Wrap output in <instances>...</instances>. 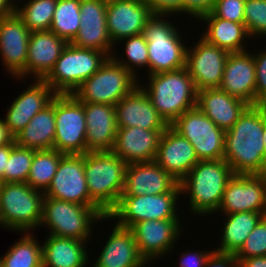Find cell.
Returning <instances> with one entry per match:
<instances>
[{"label": "cell", "instance_id": "1", "mask_svg": "<svg viewBox=\"0 0 266 267\" xmlns=\"http://www.w3.org/2000/svg\"><path fill=\"white\" fill-rule=\"evenodd\" d=\"M264 105L249 106L225 132L224 160L235 174H266Z\"/></svg>", "mask_w": 266, "mask_h": 267}, {"label": "cell", "instance_id": "2", "mask_svg": "<svg viewBox=\"0 0 266 267\" xmlns=\"http://www.w3.org/2000/svg\"><path fill=\"white\" fill-rule=\"evenodd\" d=\"M234 174L224 159L200 160L179 182L181 193L190 195V211L197 215L216 213Z\"/></svg>", "mask_w": 266, "mask_h": 267}, {"label": "cell", "instance_id": "3", "mask_svg": "<svg viewBox=\"0 0 266 267\" xmlns=\"http://www.w3.org/2000/svg\"><path fill=\"white\" fill-rule=\"evenodd\" d=\"M128 164L112 151L84 154V171L91 200L108 215L118 204Z\"/></svg>", "mask_w": 266, "mask_h": 267}, {"label": "cell", "instance_id": "4", "mask_svg": "<svg viewBox=\"0 0 266 267\" xmlns=\"http://www.w3.org/2000/svg\"><path fill=\"white\" fill-rule=\"evenodd\" d=\"M148 78V88L140 86L169 126L184 112L196 107L197 90L186 67L149 74Z\"/></svg>", "mask_w": 266, "mask_h": 267}, {"label": "cell", "instance_id": "5", "mask_svg": "<svg viewBox=\"0 0 266 267\" xmlns=\"http://www.w3.org/2000/svg\"><path fill=\"white\" fill-rule=\"evenodd\" d=\"M104 219L107 220L108 216L99 207H87L46 196L43 198L40 225L47 226L50 235L88 240L92 233V223Z\"/></svg>", "mask_w": 266, "mask_h": 267}, {"label": "cell", "instance_id": "6", "mask_svg": "<svg viewBox=\"0 0 266 267\" xmlns=\"http://www.w3.org/2000/svg\"><path fill=\"white\" fill-rule=\"evenodd\" d=\"M164 15L153 14L146 22L143 35L149 55L148 74L175 71L186 67L187 47L181 33ZM172 23V24H171Z\"/></svg>", "mask_w": 266, "mask_h": 267}, {"label": "cell", "instance_id": "7", "mask_svg": "<svg viewBox=\"0 0 266 267\" xmlns=\"http://www.w3.org/2000/svg\"><path fill=\"white\" fill-rule=\"evenodd\" d=\"M105 52L68 43L50 73L43 79L56 94L74 91L108 59Z\"/></svg>", "mask_w": 266, "mask_h": 267}, {"label": "cell", "instance_id": "8", "mask_svg": "<svg viewBox=\"0 0 266 267\" xmlns=\"http://www.w3.org/2000/svg\"><path fill=\"white\" fill-rule=\"evenodd\" d=\"M44 192L27 183H2L0 187V218L3 228L29 232L40 226Z\"/></svg>", "mask_w": 266, "mask_h": 267}, {"label": "cell", "instance_id": "9", "mask_svg": "<svg viewBox=\"0 0 266 267\" xmlns=\"http://www.w3.org/2000/svg\"><path fill=\"white\" fill-rule=\"evenodd\" d=\"M137 86V76L112 57H108L99 70L85 80L73 95L81 102L115 106Z\"/></svg>", "mask_w": 266, "mask_h": 267}, {"label": "cell", "instance_id": "10", "mask_svg": "<svg viewBox=\"0 0 266 267\" xmlns=\"http://www.w3.org/2000/svg\"><path fill=\"white\" fill-rule=\"evenodd\" d=\"M86 120L84 107L73 94L55 95L54 149L62 154H85Z\"/></svg>", "mask_w": 266, "mask_h": 267}, {"label": "cell", "instance_id": "11", "mask_svg": "<svg viewBox=\"0 0 266 267\" xmlns=\"http://www.w3.org/2000/svg\"><path fill=\"white\" fill-rule=\"evenodd\" d=\"M170 127L192 144L199 160L224 159L226 131L197 106L184 112Z\"/></svg>", "mask_w": 266, "mask_h": 267}, {"label": "cell", "instance_id": "12", "mask_svg": "<svg viewBox=\"0 0 266 267\" xmlns=\"http://www.w3.org/2000/svg\"><path fill=\"white\" fill-rule=\"evenodd\" d=\"M179 195L181 192L121 196L117 206L107 216L118 219L117 225L125 228L140 221L179 219L176 213Z\"/></svg>", "mask_w": 266, "mask_h": 267}, {"label": "cell", "instance_id": "13", "mask_svg": "<svg viewBox=\"0 0 266 267\" xmlns=\"http://www.w3.org/2000/svg\"><path fill=\"white\" fill-rule=\"evenodd\" d=\"M44 195L87 207H98L91 200L88 192L84 171V154H64L62 156Z\"/></svg>", "mask_w": 266, "mask_h": 267}, {"label": "cell", "instance_id": "14", "mask_svg": "<svg viewBox=\"0 0 266 267\" xmlns=\"http://www.w3.org/2000/svg\"><path fill=\"white\" fill-rule=\"evenodd\" d=\"M223 214L266 212V174H234L218 208Z\"/></svg>", "mask_w": 266, "mask_h": 267}, {"label": "cell", "instance_id": "15", "mask_svg": "<svg viewBox=\"0 0 266 267\" xmlns=\"http://www.w3.org/2000/svg\"><path fill=\"white\" fill-rule=\"evenodd\" d=\"M193 47L192 50L187 48L186 68L196 90L219 88L229 52L202 37Z\"/></svg>", "mask_w": 266, "mask_h": 267}, {"label": "cell", "instance_id": "16", "mask_svg": "<svg viewBox=\"0 0 266 267\" xmlns=\"http://www.w3.org/2000/svg\"><path fill=\"white\" fill-rule=\"evenodd\" d=\"M129 229L133 233L138 252L146 263L168 254L183 231L179 219L140 221Z\"/></svg>", "mask_w": 266, "mask_h": 267}, {"label": "cell", "instance_id": "17", "mask_svg": "<svg viewBox=\"0 0 266 267\" xmlns=\"http://www.w3.org/2000/svg\"><path fill=\"white\" fill-rule=\"evenodd\" d=\"M30 34L16 12L0 18V55L7 72L15 78L26 76Z\"/></svg>", "mask_w": 266, "mask_h": 267}, {"label": "cell", "instance_id": "18", "mask_svg": "<svg viewBox=\"0 0 266 267\" xmlns=\"http://www.w3.org/2000/svg\"><path fill=\"white\" fill-rule=\"evenodd\" d=\"M181 192L176 181L155 161L128 164L121 196L159 195Z\"/></svg>", "mask_w": 266, "mask_h": 267}, {"label": "cell", "instance_id": "19", "mask_svg": "<svg viewBox=\"0 0 266 267\" xmlns=\"http://www.w3.org/2000/svg\"><path fill=\"white\" fill-rule=\"evenodd\" d=\"M106 10L107 4L100 0H80L81 24L71 44L105 52L111 57L114 44L107 30Z\"/></svg>", "mask_w": 266, "mask_h": 267}, {"label": "cell", "instance_id": "20", "mask_svg": "<svg viewBox=\"0 0 266 267\" xmlns=\"http://www.w3.org/2000/svg\"><path fill=\"white\" fill-rule=\"evenodd\" d=\"M152 15L144 0H120L107 4L106 24L112 43L143 34Z\"/></svg>", "mask_w": 266, "mask_h": 267}, {"label": "cell", "instance_id": "21", "mask_svg": "<svg viewBox=\"0 0 266 267\" xmlns=\"http://www.w3.org/2000/svg\"><path fill=\"white\" fill-rule=\"evenodd\" d=\"M115 109L118 128L135 126L146 130H166L169 127L140 85L120 99Z\"/></svg>", "mask_w": 266, "mask_h": 267}, {"label": "cell", "instance_id": "22", "mask_svg": "<svg viewBox=\"0 0 266 267\" xmlns=\"http://www.w3.org/2000/svg\"><path fill=\"white\" fill-rule=\"evenodd\" d=\"M192 144L170 126L162 133L155 162L180 182L199 162Z\"/></svg>", "mask_w": 266, "mask_h": 267}, {"label": "cell", "instance_id": "23", "mask_svg": "<svg viewBox=\"0 0 266 267\" xmlns=\"http://www.w3.org/2000/svg\"><path fill=\"white\" fill-rule=\"evenodd\" d=\"M231 96L256 105V77L253 53H229L219 87Z\"/></svg>", "mask_w": 266, "mask_h": 267}, {"label": "cell", "instance_id": "24", "mask_svg": "<svg viewBox=\"0 0 266 267\" xmlns=\"http://www.w3.org/2000/svg\"><path fill=\"white\" fill-rule=\"evenodd\" d=\"M19 96L13 100L3 120L9 133L15 137L38 112L48 106L56 93L44 81L35 79Z\"/></svg>", "mask_w": 266, "mask_h": 267}, {"label": "cell", "instance_id": "25", "mask_svg": "<svg viewBox=\"0 0 266 267\" xmlns=\"http://www.w3.org/2000/svg\"><path fill=\"white\" fill-rule=\"evenodd\" d=\"M86 120V147L90 151H112L117 134L115 106L82 102Z\"/></svg>", "mask_w": 266, "mask_h": 267}, {"label": "cell", "instance_id": "26", "mask_svg": "<svg viewBox=\"0 0 266 267\" xmlns=\"http://www.w3.org/2000/svg\"><path fill=\"white\" fill-rule=\"evenodd\" d=\"M164 131L146 130L135 126L118 128L112 152L127 164L155 161Z\"/></svg>", "mask_w": 266, "mask_h": 267}, {"label": "cell", "instance_id": "27", "mask_svg": "<svg viewBox=\"0 0 266 267\" xmlns=\"http://www.w3.org/2000/svg\"><path fill=\"white\" fill-rule=\"evenodd\" d=\"M68 43L54 32H31L28 42L26 77L32 74L43 80L52 70L63 49Z\"/></svg>", "mask_w": 266, "mask_h": 267}, {"label": "cell", "instance_id": "28", "mask_svg": "<svg viewBox=\"0 0 266 267\" xmlns=\"http://www.w3.org/2000/svg\"><path fill=\"white\" fill-rule=\"evenodd\" d=\"M219 128L230 129L250 106L220 88L197 91V105Z\"/></svg>", "mask_w": 266, "mask_h": 267}, {"label": "cell", "instance_id": "29", "mask_svg": "<svg viewBox=\"0 0 266 267\" xmlns=\"http://www.w3.org/2000/svg\"><path fill=\"white\" fill-rule=\"evenodd\" d=\"M94 267H144L148 263L140 256L129 228L114 226Z\"/></svg>", "mask_w": 266, "mask_h": 267}, {"label": "cell", "instance_id": "30", "mask_svg": "<svg viewBox=\"0 0 266 267\" xmlns=\"http://www.w3.org/2000/svg\"><path fill=\"white\" fill-rule=\"evenodd\" d=\"M86 241L49 234L42 244L43 267H85L89 260Z\"/></svg>", "mask_w": 266, "mask_h": 267}, {"label": "cell", "instance_id": "31", "mask_svg": "<svg viewBox=\"0 0 266 267\" xmlns=\"http://www.w3.org/2000/svg\"><path fill=\"white\" fill-rule=\"evenodd\" d=\"M55 96L51 103L38 112L15 137L18 146L33 150L54 149Z\"/></svg>", "mask_w": 266, "mask_h": 267}, {"label": "cell", "instance_id": "32", "mask_svg": "<svg viewBox=\"0 0 266 267\" xmlns=\"http://www.w3.org/2000/svg\"><path fill=\"white\" fill-rule=\"evenodd\" d=\"M207 23L202 38L208 43L227 50L229 53L246 51L243 42L250 38L244 23H237L216 17L212 12L200 18ZM248 36V37H247Z\"/></svg>", "mask_w": 266, "mask_h": 267}, {"label": "cell", "instance_id": "33", "mask_svg": "<svg viewBox=\"0 0 266 267\" xmlns=\"http://www.w3.org/2000/svg\"><path fill=\"white\" fill-rule=\"evenodd\" d=\"M224 215L227 217L221 229L223 230L221 246L215 249V252L235 254L266 212H240Z\"/></svg>", "mask_w": 266, "mask_h": 267}, {"label": "cell", "instance_id": "34", "mask_svg": "<svg viewBox=\"0 0 266 267\" xmlns=\"http://www.w3.org/2000/svg\"><path fill=\"white\" fill-rule=\"evenodd\" d=\"M24 234L0 257L1 267H43L42 245L29 232Z\"/></svg>", "mask_w": 266, "mask_h": 267}, {"label": "cell", "instance_id": "35", "mask_svg": "<svg viewBox=\"0 0 266 267\" xmlns=\"http://www.w3.org/2000/svg\"><path fill=\"white\" fill-rule=\"evenodd\" d=\"M63 155L55 149L35 151L26 183L33 189L45 192Z\"/></svg>", "mask_w": 266, "mask_h": 267}, {"label": "cell", "instance_id": "36", "mask_svg": "<svg viewBox=\"0 0 266 267\" xmlns=\"http://www.w3.org/2000/svg\"><path fill=\"white\" fill-rule=\"evenodd\" d=\"M81 24L80 0H57L50 31L71 43Z\"/></svg>", "mask_w": 266, "mask_h": 267}, {"label": "cell", "instance_id": "37", "mask_svg": "<svg viewBox=\"0 0 266 267\" xmlns=\"http://www.w3.org/2000/svg\"><path fill=\"white\" fill-rule=\"evenodd\" d=\"M57 0H29L15 12L22 18L30 32L50 30Z\"/></svg>", "mask_w": 266, "mask_h": 267}, {"label": "cell", "instance_id": "38", "mask_svg": "<svg viewBox=\"0 0 266 267\" xmlns=\"http://www.w3.org/2000/svg\"><path fill=\"white\" fill-rule=\"evenodd\" d=\"M36 150L18 146L11 141V153L4 171V183L27 182Z\"/></svg>", "mask_w": 266, "mask_h": 267}, {"label": "cell", "instance_id": "39", "mask_svg": "<svg viewBox=\"0 0 266 267\" xmlns=\"http://www.w3.org/2000/svg\"><path fill=\"white\" fill-rule=\"evenodd\" d=\"M127 39V40H126ZM125 42V54L127 55V61L120 60L119 58L111 55V57L120 65H122L127 70L131 71L133 74L137 75L134 71L135 67L147 66L149 68V55H148V47L147 41L143 34H139L136 36H131L127 38H123L119 41Z\"/></svg>", "mask_w": 266, "mask_h": 267}, {"label": "cell", "instance_id": "40", "mask_svg": "<svg viewBox=\"0 0 266 267\" xmlns=\"http://www.w3.org/2000/svg\"><path fill=\"white\" fill-rule=\"evenodd\" d=\"M244 25L249 37L266 36V0H246Z\"/></svg>", "mask_w": 266, "mask_h": 267}, {"label": "cell", "instance_id": "41", "mask_svg": "<svg viewBox=\"0 0 266 267\" xmlns=\"http://www.w3.org/2000/svg\"><path fill=\"white\" fill-rule=\"evenodd\" d=\"M234 256L236 259L266 256V215L255 226Z\"/></svg>", "mask_w": 266, "mask_h": 267}, {"label": "cell", "instance_id": "42", "mask_svg": "<svg viewBox=\"0 0 266 267\" xmlns=\"http://www.w3.org/2000/svg\"><path fill=\"white\" fill-rule=\"evenodd\" d=\"M246 0H216L212 13L228 21L244 23V6Z\"/></svg>", "mask_w": 266, "mask_h": 267}, {"label": "cell", "instance_id": "43", "mask_svg": "<svg viewBox=\"0 0 266 267\" xmlns=\"http://www.w3.org/2000/svg\"><path fill=\"white\" fill-rule=\"evenodd\" d=\"M256 77V105H266V51L253 54Z\"/></svg>", "mask_w": 266, "mask_h": 267}, {"label": "cell", "instance_id": "44", "mask_svg": "<svg viewBox=\"0 0 266 267\" xmlns=\"http://www.w3.org/2000/svg\"><path fill=\"white\" fill-rule=\"evenodd\" d=\"M152 14L164 15L184 13V0H144ZM166 14V15H165Z\"/></svg>", "mask_w": 266, "mask_h": 267}, {"label": "cell", "instance_id": "45", "mask_svg": "<svg viewBox=\"0 0 266 267\" xmlns=\"http://www.w3.org/2000/svg\"><path fill=\"white\" fill-rule=\"evenodd\" d=\"M216 0H184V13L200 19L212 12Z\"/></svg>", "mask_w": 266, "mask_h": 267}, {"label": "cell", "instance_id": "46", "mask_svg": "<svg viewBox=\"0 0 266 267\" xmlns=\"http://www.w3.org/2000/svg\"><path fill=\"white\" fill-rule=\"evenodd\" d=\"M215 252L200 251V252H184L181 255L180 267H205L210 256Z\"/></svg>", "mask_w": 266, "mask_h": 267}, {"label": "cell", "instance_id": "47", "mask_svg": "<svg viewBox=\"0 0 266 267\" xmlns=\"http://www.w3.org/2000/svg\"><path fill=\"white\" fill-rule=\"evenodd\" d=\"M205 267H237V260L234 254L214 252Z\"/></svg>", "mask_w": 266, "mask_h": 267}, {"label": "cell", "instance_id": "48", "mask_svg": "<svg viewBox=\"0 0 266 267\" xmlns=\"http://www.w3.org/2000/svg\"><path fill=\"white\" fill-rule=\"evenodd\" d=\"M237 267H266V256L236 259Z\"/></svg>", "mask_w": 266, "mask_h": 267}, {"label": "cell", "instance_id": "49", "mask_svg": "<svg viewBox=\"0 0 266 267\" xmlns=\"http://www.w3.org/2000/svg\"><path fill=\"white\" fill-rule=\"evenodd\" d=\"M11 153V142L0 147V179L4 183V171Z\"/></svg>", "mask_w": 266, "mask_h": 267}, {"label": "cell", "instance_id": "50", "mask_svg": "<svg viewBox=\"0 0 266 267\" xmlns=\"http://www.w3.org/2000/svg\"><path fill=\"white\" fill-rule=\"evenodd\" d=\"M13 139L3 119H0V147L9 144Z\"/></svg>", "mask_w": 266, "mask_h": 267}, {"label": "cell", "instance_id": "51", "mask_svg": "<svg viewBox=\"0 0 266 267\" xmlns=\"http://www.w3.org/2000/svg\"><path fill=\"white\" fill-rule=\"evenodd\" d=\"M15 8L12 0H0V18L15 12Z\"/></svg>", "mask_w": 266, "mask_h": 267}, {"label": "cell", "instance_id": "52", "mask_svg": "<svg viewBox=\"0 0 266 267\" xmlns=\"http://www.w3.org/2000/svg\"><path fill=\"white\" fill-rule=\"evenodd\" d=\"M263 142H264V149H265V162H266V105H264V131H263Z\"/></svg>", "mask_w": 266, "mask_h": 267}, {"label": "cell", "instance_id": "53", "mask_svg": "<svg viewBox=\"0 0 266 267\" xmlns=\"http://www.w3.org/2000/svg\"><path fill=\"white\" fill-rule=\"evenodd\" d=\"M100 1H102L105 4H109V3L117 2V1H120V0H100Z\"/></svg>", "mask_w": 266, "mask_h": 267}]
</instances>
